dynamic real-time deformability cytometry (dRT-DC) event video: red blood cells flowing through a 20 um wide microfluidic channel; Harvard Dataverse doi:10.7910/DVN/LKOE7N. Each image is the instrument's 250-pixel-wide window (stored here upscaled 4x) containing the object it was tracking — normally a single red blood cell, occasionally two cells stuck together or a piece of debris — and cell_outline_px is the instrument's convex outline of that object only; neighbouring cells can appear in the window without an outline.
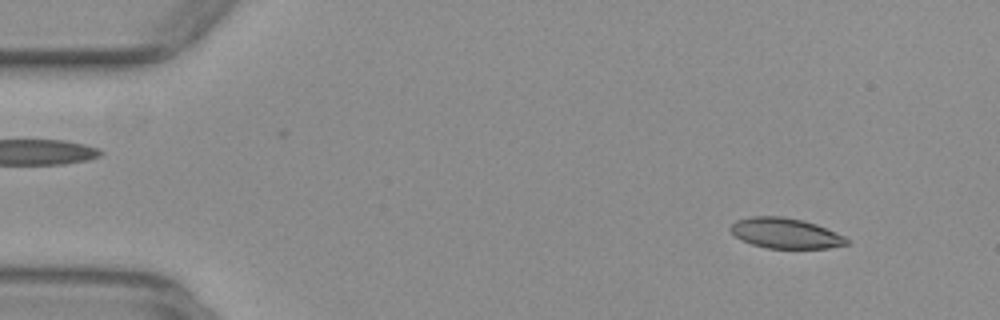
{"species": "common noctule bat (a hibernating species)", "species_latin": "Nyctalus noctula", "temperature_condition": "warm", "stored_images_in_passage": 53, "camera_frame_rate_fps": 3000, "um_per_image_px": 0.085, "animal": {"sex": "female", "body_mass_g": 29.2, "forearm_length_mm": 56.3}, "frame": {"image": 1, "passage_image": 6, "time_ms": 1.667, "image_size_px": [1000, 320], "cell_outline_px": [[848, 244], [828, 248], [768, 248], [752, 244], [740, 240], [728, 228], [736, 220], [752, 216], [784, 216], [804, 220], [816, 224], [836, 232], [844, 236], [848, 240]], "centroid_in_image_um": [66.75, 19.81], "position_along_channel_um": 18.3, "area_um2": 20.58}}
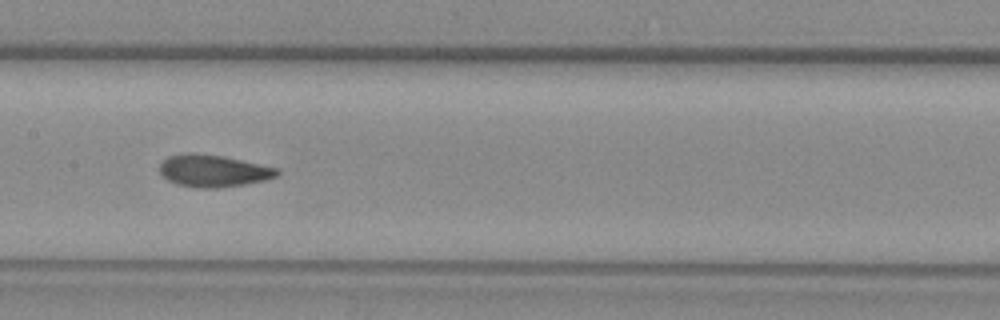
{"frame": {"image": 2, "passage_image": 27, "time_ms": 8.667, "image_size_px": [1000, 320], "cell_outline_px": [[280, 176], [264, 180], [244, 184], [220, 188], [196, 188], [176, 184], [168, 180], [160, 172], [160, 164], [168, 156], [188, 152], [192, 152], [220, 156], [280, 168]], "centroid_in_image_um": [18.15, 14.53], "position_along_channel_um": 189.3, "area_um2": 22.02}}
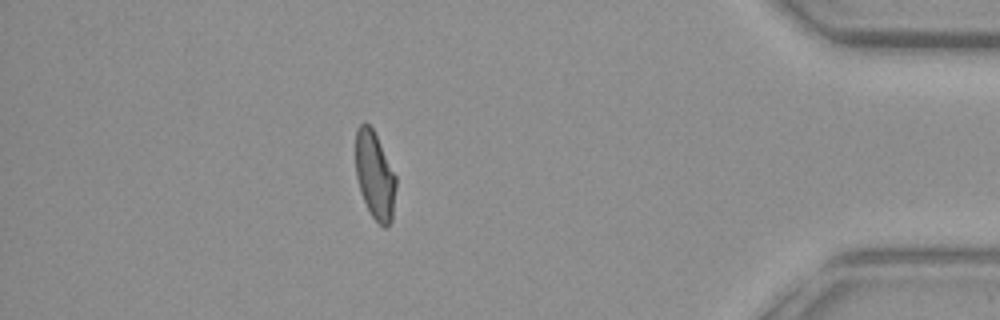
{"frame": {"image": 3, "passage_image": 47, "time_ms": 15.333, "image_size_px": [1000, 320], "cell_outline_px": [[396, 188], [392, 220], [384, 228], [372, 216], [360, 192], [356, 176], [356, 128], [364, 120], [372, 128], [396, 176]], "centroid_in_image_um": [31.85, 14.9], "position_along_channel_um": 403.3, "area_um2": 20.4}, "authors_computed_cell_mechanics": {"area_um2": 21.386, "velocity_mm_per_s": 3.9112, "shape_relaxation_time_tau1_ms": 8.7591, "shape_relaxation_time_tau2_ms": 1.9288, "deformation_change_tau1": 0.2025, "deformation_change_tau2": 0.0715}}